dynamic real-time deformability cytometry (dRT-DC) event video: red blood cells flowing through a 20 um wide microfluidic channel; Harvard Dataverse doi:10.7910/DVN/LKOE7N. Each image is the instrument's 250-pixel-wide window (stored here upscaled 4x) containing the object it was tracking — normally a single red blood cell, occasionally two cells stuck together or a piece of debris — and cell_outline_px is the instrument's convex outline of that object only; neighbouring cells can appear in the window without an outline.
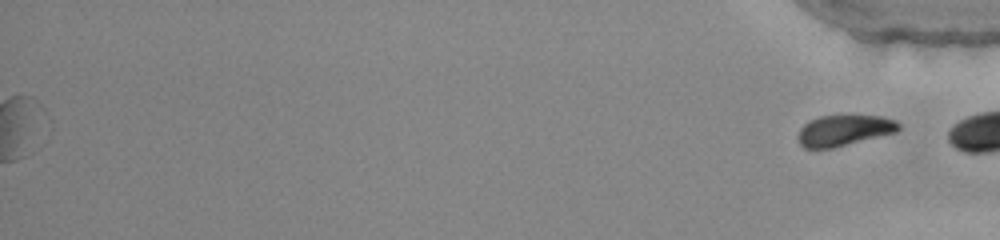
{"species": "common noctule bat (a hibernating species)", "species_latin": "Nyctalus noctula", "temperature_condition": "warm", "stored_images_in_passage": 50, "segment_of_instrument_passage": [2, 2], "camera_frame_rate_fps": 3000, "um_per_image_px": 0.085, "animal": {"sex": "female", "body_mass_g": 22.0, "forearm_length_mm": 56.7}, "frame": {"image": 1, "passage_image": 50, "time_ms": 16.333, "image_size_px": [1000, 240], "cell_outline_px": [[900, 128], [896, 132], [832, 148], [804, 148], [800, 144], [800, 128], [808, 120], [820, 116], [880, 116], [896, 120], [900, 124]], "centroid_in_image_um": [71.76, 11.08], "position_along_channel_um": 363.4, "area_um2": 17.8}}